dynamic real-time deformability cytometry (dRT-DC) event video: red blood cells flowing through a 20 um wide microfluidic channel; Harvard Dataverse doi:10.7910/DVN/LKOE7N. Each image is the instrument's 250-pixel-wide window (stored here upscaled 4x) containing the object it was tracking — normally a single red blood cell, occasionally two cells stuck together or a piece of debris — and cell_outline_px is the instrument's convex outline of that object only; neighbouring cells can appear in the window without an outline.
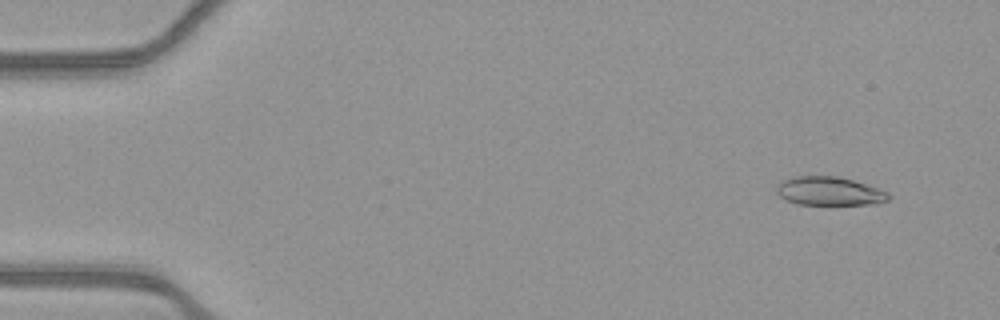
{"species": "common noctule bat (a hibernating species)", "species_latin": "Nyctalus noctula", "temperature_condition": "warm", "stored_images_in_passage": 53, "camera_frame_rate_fps": 3000, "um_per_image_px": 0.085, "animal": {"sex": "female", "body_mass_g": 21.9}, "frame": {"image": 1, "passage_image": 4, "time_ms": 1.0, "image_size_px": [1000, 320], "cell_outline_px": [[892, 196], [888, 200], [880, 204], [800, 204], [788, 200], [780, 196], [776, 192], [776, 184], [780, 180], [796, 176], [840, 176], [888, 192]], "centroid_in_image_um": [70.49, 16.24], "position_along_channel_um": 14.5, "area_um2": 18.67}}
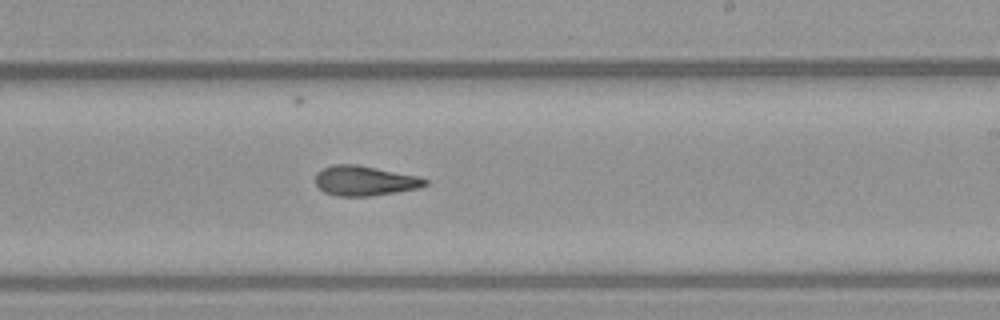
{"frame": {"image": 2, "passage_image": 32, "time_ms": 10.333, "image_size_px": [1000, 320], "cell_outline_px": [[428, 184], [420, 188], [372, 196], [336, 196], [324, 192], [316, 184], [316, 172], [332, 164], [356, 164], [420, 176], [428, 180]], "centroid_in_image_um": [31.02, 15.36], "position_along_channel_um": 258.0, "area_um2": 19.25}}
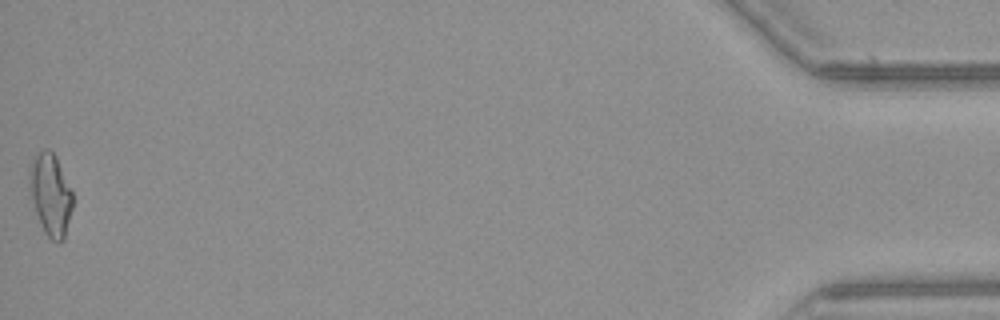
{"frame": {"image": 3, "passage_image": 53, "time_ms": 17.333, "image_size_px": [1000, 320], "cell_outline_px": [[72, 208], [64, 240], [60, 244], [52, 240], [44, 232], [36, 212], [28, 188], [28, 168], [32, 160], [44, 148], [48, 148], [56, 156], [72, 192]], "centroid_in_image_um": [4.28, 16.54], "position_along_channel_um": 430.9, "area_um2": 20.69}, "authors_computed_cell_mechanics": {"area_um2": 19.2474, "velocity_mm_per_s": 3.9024, "shape_relaxation_time_tau1_ms": null, "shape_relaxation_time_tau2_ms": 5.2175, "deformation_change_tau1": null, "deformation_change_tau2": 0.1687}}